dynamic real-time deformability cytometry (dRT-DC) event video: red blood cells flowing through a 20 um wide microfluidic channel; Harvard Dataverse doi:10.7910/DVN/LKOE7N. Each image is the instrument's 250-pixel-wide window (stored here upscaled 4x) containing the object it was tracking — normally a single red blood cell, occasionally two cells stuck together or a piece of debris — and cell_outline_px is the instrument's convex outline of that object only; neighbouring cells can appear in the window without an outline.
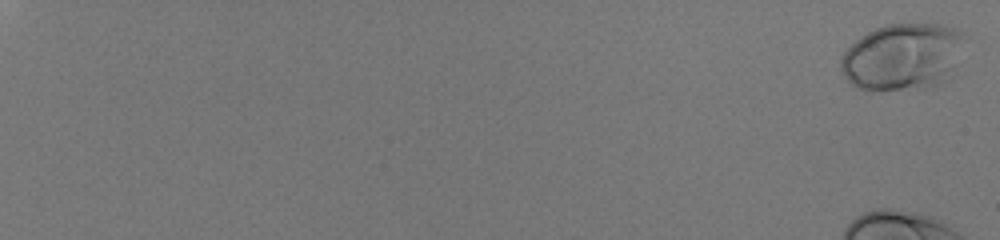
{"species": "human", "species_latin": "Homo sapiens", "temperature_condition": "room temperature", "stored_images_in_passage": 25, "camera_frame_rate_fps": 3000, "um_per_image_px": 0.085, "donor": {"sex": "male"}, "frame": {"image": 1, "passage_image": 1, "time_ms": 0.0, "image_size_px": [1000, 240], "cell_outline_px": [[960, 36], [948, 68], [940, 84], [924, 88], [856, 88], [844, 76], [840, 68], [840, 56], [856, 40], [868, 32], [876, 28], [888, 24], [940, 24], [956, 28], [960, 32]], "centroid_in_image_um": [76.54, 4.79], "position_along_channel_um": 8.5, "area_um2": 45.72}}
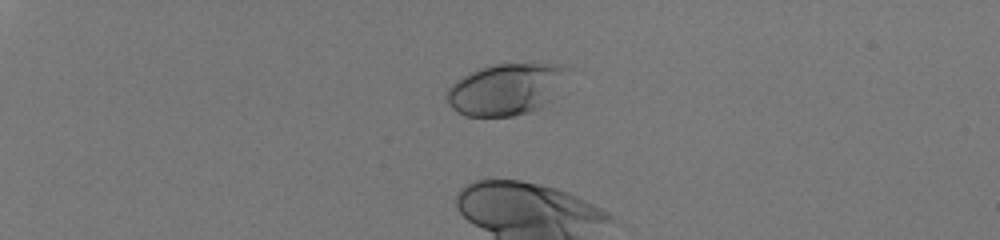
{"frame": {"image": 2, "passage_image": 18, "time_ms": 5.667, "image_size_px": [1000, 240], "cell_outline_px": [[568, 68], [548, 100], [540, 108], [528, 112], [512, 116], [464, 116], [452, 108], [448, 104], [444, 96], [448, 88], [456, 80], [468, 72], [492, 64], [540, 60], [548, 60], [564, 64]], "centroid_in_image_um": [42.95, 7.51], "position_along_channel_um": 42.0, "area_um2": 36.82}}